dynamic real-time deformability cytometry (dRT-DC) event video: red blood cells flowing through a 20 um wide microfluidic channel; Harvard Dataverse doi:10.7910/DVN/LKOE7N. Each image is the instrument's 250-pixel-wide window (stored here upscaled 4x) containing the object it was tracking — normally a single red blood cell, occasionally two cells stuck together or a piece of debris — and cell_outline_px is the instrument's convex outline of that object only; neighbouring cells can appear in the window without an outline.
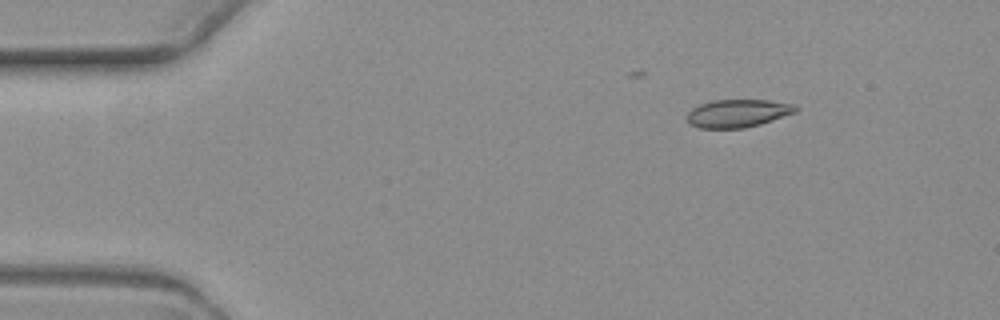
{"species": "common noctule bat (a hibernating species)", "species_latin": "Nyctalus noctula", "temperature_condition": "warm", "stored_images_in_passage": 3, "camera_frame_rate_fps": 3000, "um_per_image_px": 0.085, "animal": {"sex": "female", "body_mass_g": 19.3, "forearm_length_mm": 54.1}, "frame": {"image": 1, "passage_image": 1, "time_ms": 0.0, "image_size_px": [1000, 320], "cell_outline_px": [[800, 108], [796, 112], [760, 124], [744, 128], [700, 128], [688, 124], [684, 120], [688, 112], [692, 108], [700, 104], [712, 100], [768, 100], [796, 104]], "centroid_in_image_um": [62.69, 9.63], "position_along_channel_um": 22.3, "area_um2": 17.92}}